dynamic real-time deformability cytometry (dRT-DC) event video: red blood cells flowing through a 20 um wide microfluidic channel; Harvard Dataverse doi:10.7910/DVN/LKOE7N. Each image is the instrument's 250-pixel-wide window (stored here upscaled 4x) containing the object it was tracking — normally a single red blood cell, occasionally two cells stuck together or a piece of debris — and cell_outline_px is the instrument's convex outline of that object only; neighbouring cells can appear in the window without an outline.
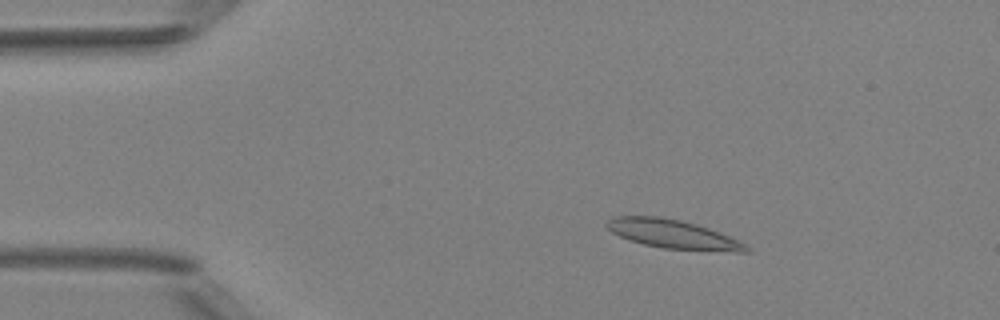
{"species": "Egyptian fruit bat (a non-hibernating species)", "species_latin": "Rousettus aegyptiacus", "temperature_condition": "room temperature", "stored_images_in_passage": 8, "camera_frame_rate_fps": 3000, "um_per_image_px": 0.085, "animal": {"sex": "female"}, "frame": {"image": 1, "passage_image": 3, "time_ms": 2.333, "image_size_px": [1000, 320], "cell_outline_px": [[752, 252], [736, 252], [664, 248], [644, 244], [628, 240], [612, 232], [604, 224], [612, 216], [660, 216], [680, 220], [696, 224], [720, 232], [740, 240], [752, 248]], "centroid_in_image_um": [57.25, 19.9], "position_along_channel_um": 27.8, "area_um2": 23.58}}
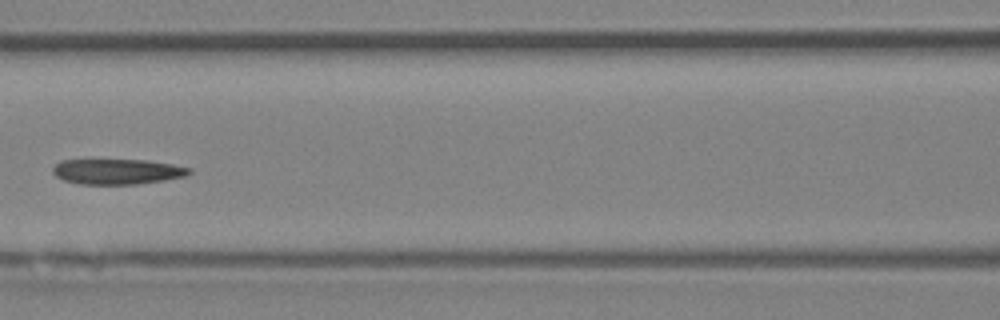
{"frame": {"image": 2, "passage_image": 7, "time_ms": 7.0, "image_size_px": [1000, 320], "cell_outline_px": [[192, 172], [188, 176], [164, 180], [136, 184], [80, 184], [64, 180], [56, 176], [52, 172], [52, 168], [60, 160], [148, 160], [172, 164], [192, 168]], "centroid_in_image_um": [10.0, 14.58], "position_along_channel_um": 156.6, "area_um2": 20.23}}
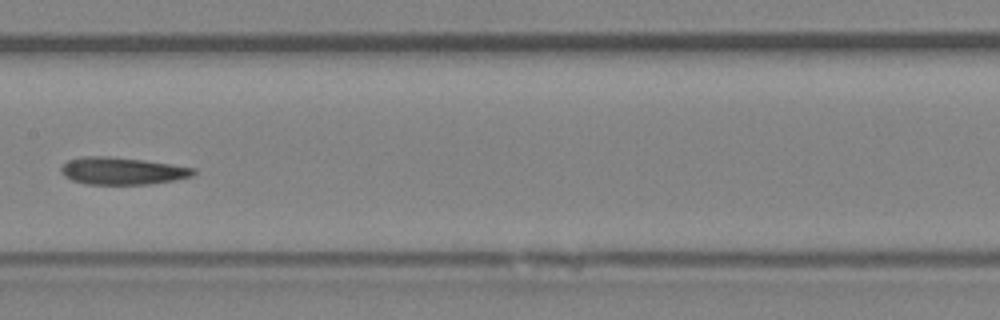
{"frame": {"image": 3, "passage_image": 8, "time_ms": 8.0, "image_size_px": [1000, 320], "cell_outline_px": [[196, 172], [192, 176], [176, 180], [148, 184], [84, 184], [72, 180], [64, 176], [60, 172], [60, 168], [68, 160], [84, 156], [108, 156], [144, 160], [172, 164], [196, 168]], "centroid_in_image_um": [10.39, 14.53], "position_along_channel_um": 197.0, "area_um2": 21.15}}